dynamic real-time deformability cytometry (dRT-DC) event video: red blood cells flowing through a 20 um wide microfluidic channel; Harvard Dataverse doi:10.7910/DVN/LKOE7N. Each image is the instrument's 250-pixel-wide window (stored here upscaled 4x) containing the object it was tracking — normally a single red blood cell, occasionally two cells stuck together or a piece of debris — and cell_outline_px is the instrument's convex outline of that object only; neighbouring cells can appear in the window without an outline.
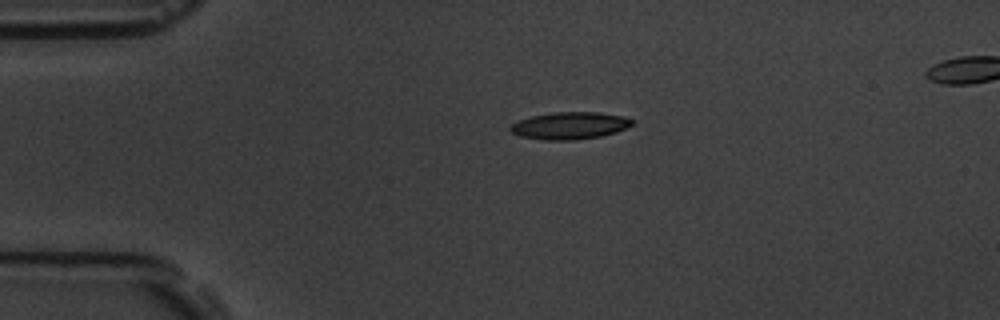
{"species": "common noctule bat (a hibernating species)", "species_latin": "Nyctalus noctula", "temperature_condition": "room temperature", "stored_images_in_passage": 3, "segment_of_instrument_passage": [1, 2], "camera_frame_rate_fps": 3000, "um_per_image_px": 0.085, "animal": {"sex": "male", "body_mass_g": 19.5, "forearm_length_mm": 54.6}, "frame": {"image": 1, "passage_image": 1, "time_ms": 0.0, "image_size_px": [1000, 320], "cell_outline_px": [[632, 124], [616, 132], [600, 136], [576, 140], [544, 140], [520, 136], [512, 132], [508, 128], [512, 124], [520, 120], [532, 116], [552, 112], [600, 112], [624, 116], [632, 120]], "centroid_in_image_um": [48.41, 10.67], "position_along_channel_um": 36.6, "area_um2": 19.19}}